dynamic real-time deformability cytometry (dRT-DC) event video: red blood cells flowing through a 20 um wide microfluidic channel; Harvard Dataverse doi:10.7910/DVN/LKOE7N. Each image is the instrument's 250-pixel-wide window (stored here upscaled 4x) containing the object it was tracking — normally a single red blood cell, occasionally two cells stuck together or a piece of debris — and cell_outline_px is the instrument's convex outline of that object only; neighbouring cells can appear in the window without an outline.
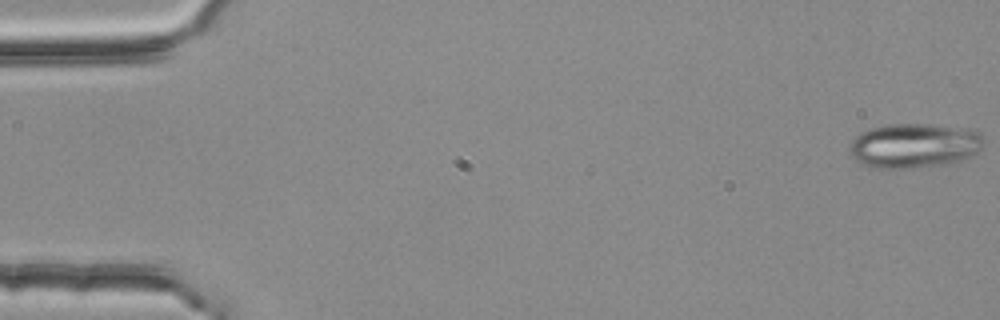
{"species": "common noctule bat (a hibernating species)", "species_latin": "Nyctalus noctula", "temperature_condition": "room temperature", "stored_images_in_passage": 4, "camera_frame_rate_fps": 3000, "um_per_image_px": 0.085, "animal": {"sex": "female", "body_mass_g": 25.1}, "frame": {"image": 1, "passage_image": 1, "time_ms": 0.0, "image_size_px": [1000, 320], "cell_outline_px": [[984, 140], [980, 148], [972, 156], [948, 164], [904, 168], [876, 168], [864, 164], [856, 160], [848, 152], [848, 144], [860, 132], [868, 128], [888, 124], [928, 124], [968, 128], [980, 132]], "centroid_in_image_um": [77.68, 12.36], "position_along_channel_um": 7.3, "area_um2": 35.08}}